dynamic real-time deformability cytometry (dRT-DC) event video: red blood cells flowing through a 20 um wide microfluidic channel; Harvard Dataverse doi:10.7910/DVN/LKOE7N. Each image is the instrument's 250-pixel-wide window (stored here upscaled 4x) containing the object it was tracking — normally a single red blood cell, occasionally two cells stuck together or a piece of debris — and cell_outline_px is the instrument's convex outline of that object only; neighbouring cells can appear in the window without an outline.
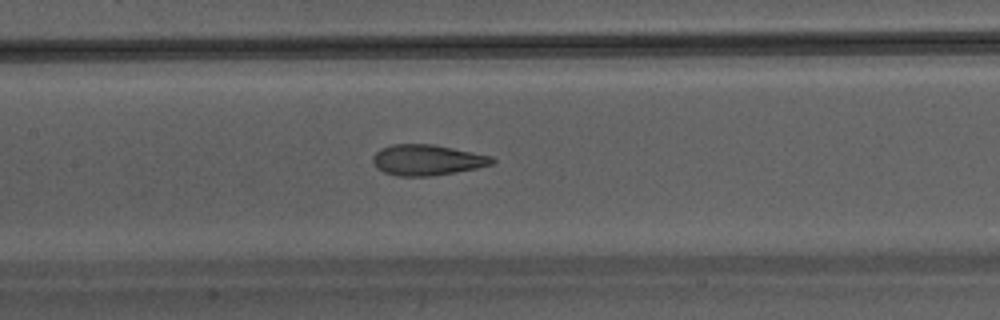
{"species": "Egyptian fruit bat (a non-hibernating species)", "species_latin": "Rousettus aegyptiacus", "temperature_condition": "warm", "stored_images_in_passage": 25, "camera_frame_rate_fps": 3000, "um_per_image_px": 0.085, "animal": {"sex": "male"}, "frame": {"image": 1, "passage_image": 8, "time_ms": 2.333, "image_size_px": [1000, 320], "cell_outline_px": [[496, 160], [492, 164], [476, 168], [428, 176], [396, 176], [384, 172], [376, 168], [372, 160], [372, 156], [380, 148], [392, 144], [432, 144], [492, 156]], "centroid_in_image_um": [36.26, 13.59], "position_along_channel_um": 171.1, "area_um2": 21.21}}
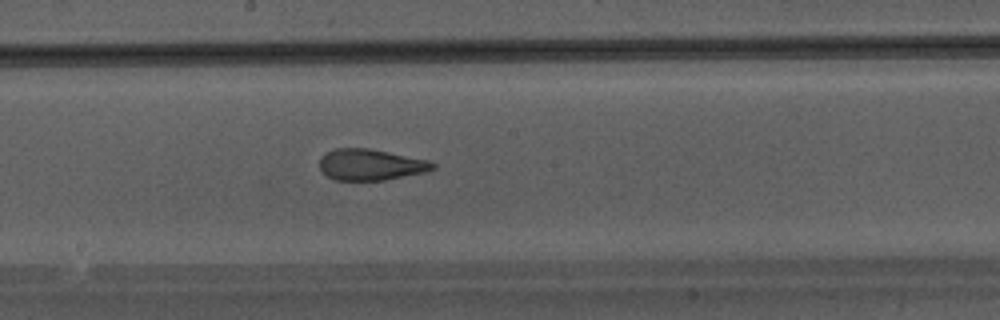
{"frame": {"image": 2, "passage_image": 11, "time_ms": 3.333, "image_size_px": [1000, 320], "cell_outline_px": [[436, 168], [424, 172], [384, 180], [336, 180], [328, 176], [320, 168], [320, 156], [324, 152], [336, 148], [368, 148], [428, 160], [436, 164]], "centroid_in_image_um": [31.48, 13.99], "position_along_channel_um": 216.7, "area_um2": 20.46}}